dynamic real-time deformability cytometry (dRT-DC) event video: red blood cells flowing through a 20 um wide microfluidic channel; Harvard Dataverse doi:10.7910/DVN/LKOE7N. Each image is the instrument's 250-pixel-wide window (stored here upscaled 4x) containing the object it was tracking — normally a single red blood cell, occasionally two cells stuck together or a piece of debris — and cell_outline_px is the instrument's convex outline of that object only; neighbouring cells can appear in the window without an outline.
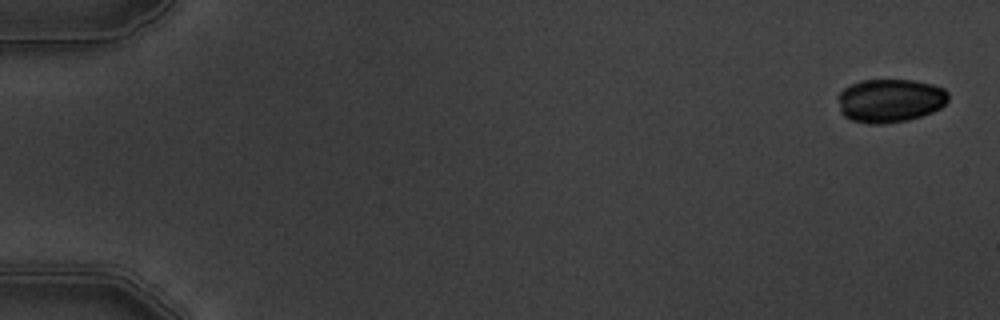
{"species": "common noctule bat (a hibernating species)", "species_latin": "Nyctalus noctula", "temperature_condition": "warm", "stored_images_in_passage": 10, "camera_frame_rate_fps": 3000, "um_per_image_px": 0.085, "animal": {"sex": "male", "body_mass_g": 19.5, "forearm_length_mm": 54.6}, "frame": {"image": 1, "passage_image": 1, "time_ms": 0.0, "image_size_px": [1000, 320], "cell_outline_px": [[948, 100], [940, 108], [932, 112], [908, 120], [884, 124], [868, 124], [852, 120], [844, 116], [840, 112], [840, 92], [844, 88], [860, 80], [912, 80], [932, 84], [944, 88], [948, 92]], "centroid_in_image_um": [75.67, 8.55], "position_along_channel_um": 9.3, "area_um2": 27.92}}
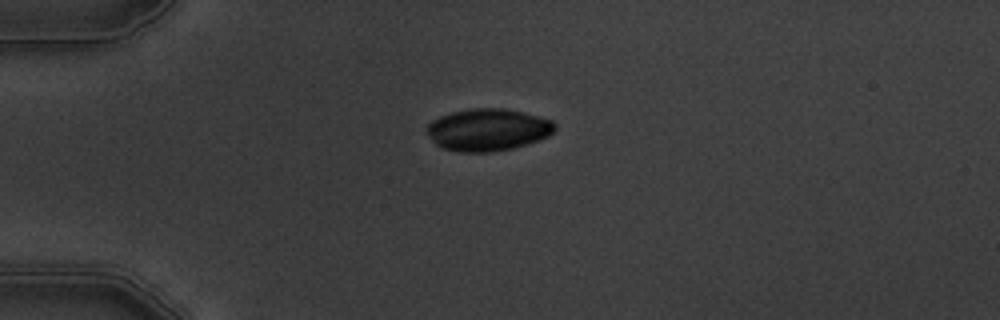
{"frame": {"image": 2, "passage_image": 4, "time_ms": 4.333, "image_size_px": [1000, 320], "cell_outline_px": [[556, 128], [548, 136], [528, 144], [512, 148], [488, 152], [460, 152], [444, 148], [436, 144], [432, 140], [424, 128], [432, 120], [440, 116], [452, 112], [472, 108], [500, 108], [524, 112], [552, 120], [556, 124]], "centroid_in_image_um": [41.46, 11.02], "position_along_channel_um": 43.5, "area_um2": 31.44}}